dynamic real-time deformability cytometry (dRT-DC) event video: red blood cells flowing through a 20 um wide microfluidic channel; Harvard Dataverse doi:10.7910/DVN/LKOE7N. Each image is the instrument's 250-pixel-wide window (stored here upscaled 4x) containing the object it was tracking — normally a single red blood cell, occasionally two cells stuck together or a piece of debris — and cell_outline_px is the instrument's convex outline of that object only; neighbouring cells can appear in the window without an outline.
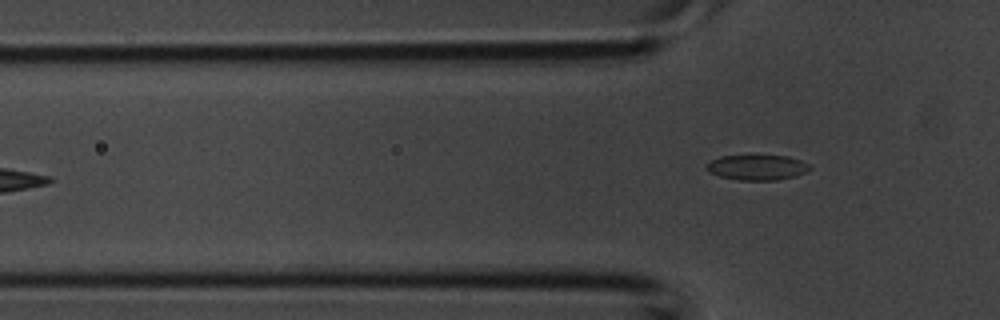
{"species": "common noctule bat (a hibernating species)", "species_latin": "Nyctalus noctula", "temperature_condition": "room temperature", "stored_images_in_passage": 6, "camera_frame_rate_fps": 3000, "um_per_image_px": 0.085, "animal": {"sex": "male", "body_mass_g": 20.1, "forearm_length_mm": 53.5}, "frame": {"image": 1, "passage_image": 4, "time_ms": 1.0, "image_size_px": [1000, 320], "cell_outline_px": [[812, 168], [796, 176], [776, 180], [740, 180], [720, 176], [708, 172], [704, 168], [704, 164], [720, 156], [748, 152], [788, 156], [800, 160], [808, 164]], "centroid_in_image_um": [64.29, 14.17], "position_along_channel_um": 61.5, "area_um2": 16.13}}
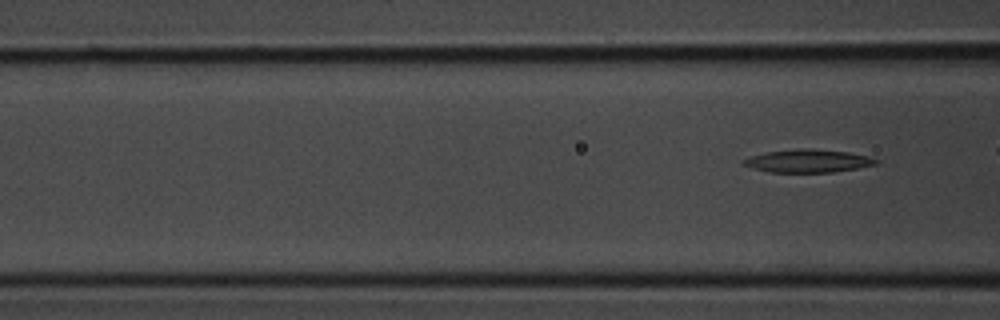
{"frame": {"image": 2, "passage_image": 6, "time_ms": 1.667, "image_size_px": [1000, 320], "cell_outline_px": [[880, 160], [876, 164], [860, 168], [832, 172], [768, 172], [752, 168], [744, 164], [744, 160], [752, 156], [768, 152], [804, 148], [848, 152], [868, 156]], "centroid_in_image_um": [68.74, 13.69], "position_along_channel_um": 97.9, "area_um2": 17.46}}